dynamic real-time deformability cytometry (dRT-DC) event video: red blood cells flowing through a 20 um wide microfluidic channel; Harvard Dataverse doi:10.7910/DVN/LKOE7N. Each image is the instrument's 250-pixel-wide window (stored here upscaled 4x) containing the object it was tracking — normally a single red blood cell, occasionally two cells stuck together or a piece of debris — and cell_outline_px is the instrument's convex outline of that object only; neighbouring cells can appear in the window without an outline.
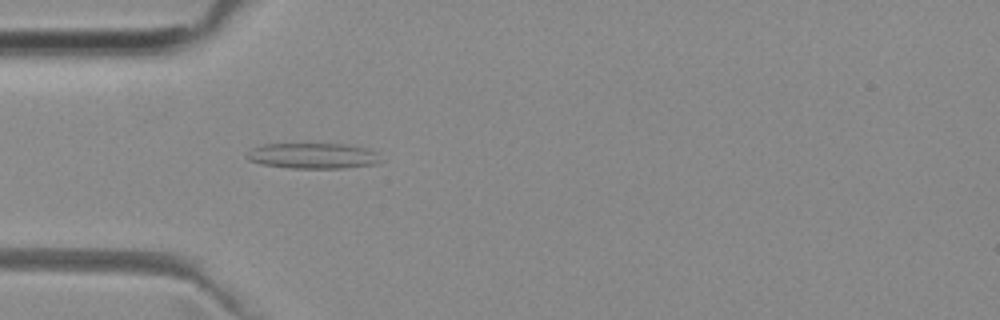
{"species": "common noctule bat (a hibernating species)", "species_latin": "Nyctalus noctula", "temperature_condition": "room temperature", "stored_images_in_passage": 40, "camera_frame_rate_fps": 3000, "um_per_image_px": 0.085, "animal": {"sex": "female", "body_mass_g": 29.2, "forearm_length_mm": 56.3}, "frame": {"image": 1, "passage_image": 4, "time_ms": 1.0, "image_size_px": [1000, 320], "cell_outline_px": [[384, 160], [376, 164], [344, 168], [292, 168], [260, 164], [248, 160], [244, 156], [252, 148], [264, 144], [348, 144], [364, 148], [376, 152]], "centroid_in_image_um": [26.6, 13.25], "position_along_channel_um": 58.4, "area_um2": 20.11}}
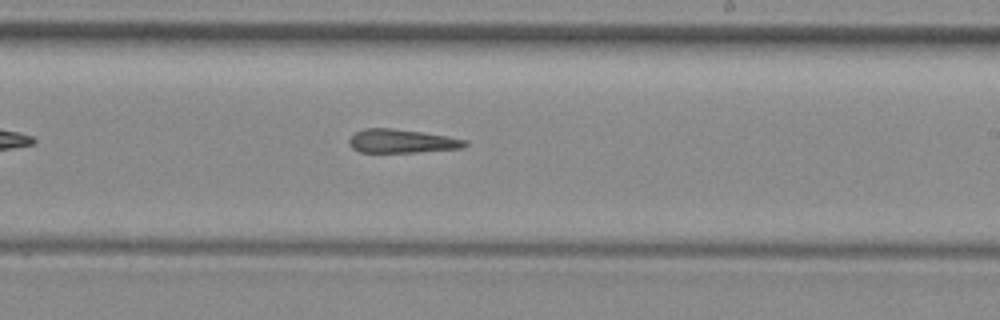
{"frame": {"image": 2, "passage_image": 19, "time_ms": 6.0, "image_size_px": [1000, 320], "cell_outline_px": [[468, 144], [464, 148], [416, 152], [360, 152], [352, 148], [348, 144], [348, 140], [356, 132], [364, 128], [392, 128], [448, 136], [468, 140]], "centroid_in_image_um": [34.16, 12.0], "position_along_channel_um": 254.8, "area_um2": 16.01}}
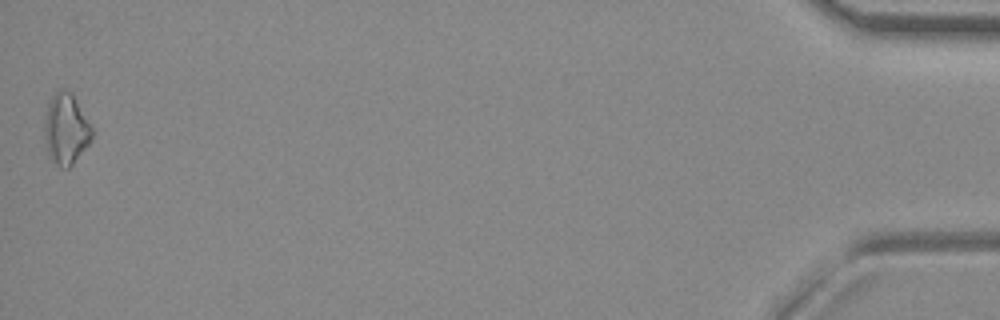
{"frame": {"image": 3, "passage_image": 40, "time_ms": 13.0, "image_size_px": [1000, 320], "cell_outline_px": [[92, 140], [72, 164], [68, 168], [60, 168], [48, 156], [44, 136], [44, 124], [48, 104], [56, 88], [64, 88], [72, 92], [92, 128]], "centroid_in_image_um": [5.59, 10.95], "position_along_channel_um": 429.6, "area_um2": 19.71}}